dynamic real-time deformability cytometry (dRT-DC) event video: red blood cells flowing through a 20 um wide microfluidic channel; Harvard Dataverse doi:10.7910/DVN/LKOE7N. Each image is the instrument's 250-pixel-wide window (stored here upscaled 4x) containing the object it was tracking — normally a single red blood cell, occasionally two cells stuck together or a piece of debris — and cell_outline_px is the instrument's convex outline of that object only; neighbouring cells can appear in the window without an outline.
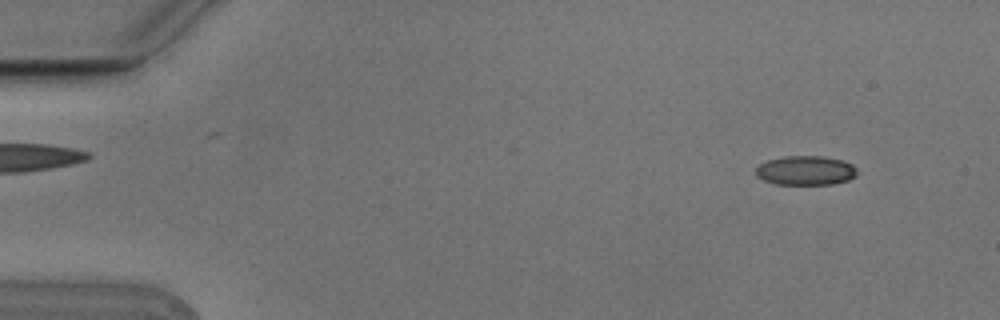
{"species": "Egyptian fruit bat (a non-hibernating species)", "species_latin": "Rousettus aegyptiacus", "temperature_condition": "cold", "stored_images_in_passage": 2, "segment_of_instrument_passage": [2, 2], "camera_frame_rate_fps": 3000, "um_per_image_px": 0.085, "animal": {"sex": "male"}, "frame": {"image": 1, "passage_image": 2, "time_ms": 0.333, "image_size_px": [1000, 320], "cell_outline_px": [[856, 176], [848, 180], [832, 184], [776, 184], [764, 180], [756, 176], [756, 168], [760, 164], [768, 160], [784, 156], [824, 156], [844, 160], [852, 164], [856, 168]], "centroid_in_image_um": [68.49, 14.48], "position_along_channel_um": 16.5, "area_um2": 17.34}}